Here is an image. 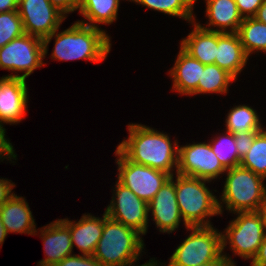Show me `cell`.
Returning <instances> with one entry per match:
<instances>
[{
	"label": "cell",
	"mask_w": 266,
	"mask_h": 266,
	"mask_svg": "<svg viewBox=\"0 0 266 266\" xmlns=\"http://www.w3.org/2000/svg\"><path fill=\"white\" fill-rule=\"evenodd\" d=\"M129 137L117 149L131 162L174 175L178 167L179 142L151 127L128 124ZM173 143V144H172Z\"/></svg>",
	"instance_id": "obj_1"
},
{
	"label": "cell",
	"mask_w": 266,
	"mask_h": 266,
	"mask_svg": "<svg viewBox=\"0 0 266 266\" xmlns=\"http://www.w3.org/2000/svg\"><path fill=\"white\" fill-rule=\"evenodd\" d=\"M55 30L43 39L44 59L48 53V44L55 38L51 54L53 60L70 61L85 59L93 63L104 61L111 49V40L105 30L75 21L62 32Z\"/></svg>",
	"instance_id": "obj_2"
},
{
	"label": "cell",
	"mask_w": 266,
	"mask_h": 266,
	"mask_svg": "<svg viewBox=\"0 0 266 266\" xmlns=\"http://www.w3.org/2000/svg\"><path fill=\"white\" fill-rule=\"evenodd\" d=\"M142 235L131 227L117 222L104 211L102 236L93 254L102 266H131L144 249Z\"/></svg>",
	"instance_id": "obj_3"
},
{
	"label": "cell",
	"mask_w": 266,
	"mask_h": 266,
	"mask_svg": "<svg viewBox=\"0 0 266 266\" xmlns=\"http://www.w3.org/2000/svg\"><path fill=\"white\" fill-rule=\"evenodd\" d=\"M178 208L185 228L211 226L208 217L221 215L217 196L206 186L211 181L175 174Z\"/></svg>",
	"instance_id": "obj_4"
},
{
	"label": "cell",
	"mask_w": 266,
	"mask_h": 266,
	"mask_svg": "<svg viewBox=\"0 0 266 266\" xmlns=\"http://www.w3.org/2000/svg\"><path fill=\"white\" fill-rule=\"evenodd\" d=\"M225 173L227 177L218 200L220 214L224 204L230 213L259 211L266 199L265 179L241 165L227 169Z\"/></svg>",
	"instance_id": "obj_5"
},
{
	"label": "cell",
	"mask_w": 266,
	"mask_h": 266,
	"mask_svg": "<svg viewBox=\"0 0 266 266\" xmlns=\"http://www.w3.org/2000/svg\"><path fill=\"white\" fill-rule=\"evenodd\" d=\"M235 219L222 232V255L230 266H236L234 260L224 254L227 244L234 255L243 259H253L266 234V225L262 214L256 212H237Z\"/></svg>",
	"instance_id": "obj_6"
},
{
	"label": "cell",
	"mask_w": 266,
	"mask_h": 266,
	"mask_svg": "<svg viewBox=\"0 0 266 266\" xmlns=\"http://www.w3.org/2000/svg\"><path fill=\"white\" fill-rule=\"evenodd\" d=\"M192 231L175 249L167 266H197L226 262L222 255V232L211 226L187 227Z\"/></svg>",
	"instance_id": "obj_7"
},
{
	"label": "cell",
	"mask_w": 266,
	"mask_h": 266,
	"mask_svg": "<svg viewBox=\"0 0 266 266\" xmlns=\"http://www.w3.org/2000/svg\"><path fill=\"white\" fill-rule=\"evenodd\" d=\"M43 40L27 33L19 36L0 48V69L15 72L5 77L26 79L37 68L45 64ZM22 72V75L17 74Z\"/></svg>",
	"instance_id": "obj_8"
},
{
	"label": "cell",
	"mask_w": 266,
	"mask_h": 266,
	"mask_svg": "<svg viewBox=\"0 0 266 266\" xmlns=\"http://www.w3.org/2000/svg\"><path fill=\"white\" fill-rule=\"evenodd\" d=\"M115 155L118 157V181L147 203L171 177L166 172L131 162L117 148Z\"/></svg>",
	"instance_id": "obj_9"
},
{
	"label": "cell",
	"mask_w": 266,
	"mask_h": 266,
	"mask_svg": "<svg viewBox=\"0 0 266 266\" xmlns=\"http://www.w3.org/2000/svg\"><path fill=\"white\" fill-rule=\"evenodd\" d=\"M110 204L105 209L108 217L146 235L149 211L148 203L135 195L118 180Z\"/></svg>",
	"instance_id": "obj_10"
},
{
	"label": "cell",
	"mask_w": 266,
	"mask_h": 266,
	"mask_svg": "<svg viewBox=\"0 0 266 266\" xmlns=\"http://www.w3.org/2000/svg\"><path fill=\"white\" fill-rule=\"evenodd\" d=\"M225 172L209 142L179 145L176 173L212 181Z\"/></svg>",
	"instance_id": "obj_11"
},
{
	"label": "cell",
	"mask_w": 266,
	"mask_h": 266,
	"mask_svg": "<svg viewBox=\"0 0 266 266\" xmlns=\"http://www.w3.org/2000/svg\"><path fill=\"white\" fill-rule=\"evenodd\" d=\"M18 13L24 32L44 39L60 28L66 16L50 0H19Z\"/></svg>",
	"instance_id": "obj_12"
},
{
	"label": "cell",
	"mask_w": 266,
	"mask_h": 266,
	"mask_svg": "<svg viewBox=\"0 0 266 266\" xmlns=\"http://www.w3.org/2000/svg\"><path fill=\"white\" fill-rule=\"evenodd\" d=\"M26 79L0 77V124L20 123L28 110V88ZM4 123V124H3Z\"/></svg>",
	"instance_id": "obj_13"
},
{
	"label": "cell",
	"mask_w": 266,
	"mask_h": 266,
	"mask_svg": "<svg viewBox=\"0 0 266 266\" xmlns=\"http://www.w3.org/2000/svg\"><path fill=\"white\" fill-rule=\"evenodd\" d=\"M152 220L162 233H172L179 228L182 220L176 200L175 180L172 175L148 203Z\"/></svg>",
	"instance_id": "obj_14"
},
{
	"label": "cell",
	"mask_w": 266,
	"mask_h": 266,
	"mask_svg": "<svg viewBox=\"0 0 266 266\" xmlns=\"http://www.w3.org/2000/svg\"><path fill=\"white\" fill-rule=\"evenodd\" d=\"M39 231L46 257L38 262V266H54L73 254L70 230L60 219L41 227Z\"/></svg>",
	"instance_id": "obj_15"
},
{
	"label": "cell",
	"mask_w": 266,
	"mask_h": 266,
	"mask_svg": "<svg viewBox=\"0 0 266 266\" xmlns=\"http://www.w3.org/2000/svg\"><path fill=\"white\" fill-rule=\"evenodd\" d=\"M169 75L173 79L172 90L182 95H197L204 64L193 58L181 46Z\"/></svg>",
	"instance_id": "obj_16"
},
{
	"label": "cell",
	"mask_w": 266,
	"mask_h": 266,
	"mask_svg": "<svg viewBox=\"0 0 266 266\" xmlns=\"http://www.w3.org/2000/svg\"><path fill=\"white\" fill-rule=\"evenodd\" d=\"M60 220L70 230L72 248L75 245L83 255H93L102 236L104 214L102 218L83 214L78 222L68 220V218Z\"/></svg>",
	"instance_id": "obj_17"
},
{
	"label": "cell",
	"mask_w": 266,
	"mask_h": 266,
	"mask_svg": "<svg viewBox=\"0 0 266 266\" xmlns=\"http://www.w3.org/2000/svg\"><path fill=\"white\" fill-rule=\"evenodd\" d=\"M0 218L7 233L37 235L35 219L24 197L15 193L0 207Z\"/></svg>",
	"instance_id": "obj_18"
},
{
	"label": "cell",
	"mask_w": 266,
	"mask_h": 266,
	"mask_svg": "<svg viewBox=\"0 0 266 266\" xmlns=\"http://www.w3.org/2000/svg\"><path fill=\"white\" fill-rule=\"evenodd\" d=\"M206 2V17L209 23L201 28L219 33H237L243 17L240 15L235 0H204ZM211 27H216L213 29ZM219 28V29H218ZM229 29V30H228Z\"/></svg>",
	"instance_id": "obj_19"
},
{
	"label": "cell",
	"mask_w": 266,
	"mask_h": 266,
	"mask_svg": "<svg viewBox=\"0 0 266 266\" xmlns=\"http://www.w3.org/2000/svg\"><path fill=\"white\" fill-rule=\"evenodd\" d=\"M248 58L237 33L217 32L216 65L236 79L245 68Z\"/></svg>",
	"instance_id": "obj_20"
},
{
	"label": "cell",
	"mask_w": 266,
	"mask_h": 266,
	"mask_svg": "<svg viewBox=\"0 0 266 266\" xmlns=\"http://www.w3.org/2000/svg\"><path fill=\"white\" fill-rule=\"evenodd\" d=\"M191 24L194 27L186 38H182L180 46L202 64H215L217 32L201 28L196 21Z\"/></svg>",
	"instance_id": "obj_21"
},
{
	"label": "cell",
	"mask_w": 266,
	"mask_h": 266,
	"mask_svg": "<svg viewBox=\"0 0 266 266\" xmlns=\"http://www.w3.org/2000/svg\"><path fill=\"white\" fill-rule=\"evenodd\" d=\"M119 2L120 0H82L79 13L84 20L78 22L95 28H99L97 24H112L118 17Z\"/></svg>",
	"instance_id": "obj_22"
},
{
	"label": "cell",
	"mask_w": 266,
	"mask_h": 266,
	"mask_svg": "<svg viewBox=\"0 0 266 266\" xmlns=\"http://www.w3.org/2000/svg\"><path fill=\"white\" fill-rule=\"evenodd\" d=\"M237 34L248 57L255 51L266 52V24L254 17L243 18Z\"/></svg>",
	"instance_id": "obj_23"
},
{
	"label": "cell",
	"mask_w": 266,
	"mask_h": 266,
	"mask_svg": "<svg viewBox=\"0 0 266 266\" xmlns=\"http://www.w3.org/2000/svg\"><path fill=\"white\" fill-rule=\"evenodd\" d=\"M257 111L248 105H238L229 110L226 115V131L233 134L247 131H262L264 129Z\"/></svg>",
	"instance_id": "obj_24"
},
{
	"label": "cell",
	"mask_w": 266,
	"mask_h": 266,
	"mask_svg": "<svg viewBox=\"0 0 266 266\" xmlns=\"http://www.w3.org/2000/svg\"><path fill=\"white\" fill-rule=\"evenodd\" d=\"M236 79L216 64L204 65L201 80L198 82V94H225Z\"/></svg>",
	"instance_id": "obj_25"
},
{
	"label": "cell",
	"mask_w": 266,
	"mask_h": 266,
	"mask_svg": "<svg viewBox=\"0 0 266 266\" xmlns=\"http://www.w3.org/2000/svg\"><path fill=\"white\" fill-rule=\"evenodd\" d=\"M144 7L162 12L169 16L182 18L189 23L194 22L193 6L196 0H128Z\"/></svg>",
	"instance_id": "obj_26"
},
{
	"label": "cell",
	"mask_w": 266,
	"mask_h": 266,
	"mask_svg": "<svg viewBox=\"0 0 266 266\" xmlns=\"http://www.w3.org/2000/svg\"><path fill=\"white\" fill-rule=\"evenodd\" d=\"M209 144L226 170L241 164L242 158L238 155L233 133L226 131L225 134L214 137Z\"/></svg>",
	"instance_id": "obj_27"
},
{
	"label": "cell",
	"mask_w": 266,
	"mask_h": 266,
	"mask_svg": "<svg viewBox=\"0 0 266 266\" xmlns=\"http://www.w3.org/2000/svg\"><path fill=\"white\" fill-rule=\"evenodd\" d=\"M240 165L266 180V128L256 135L253 145L242 157Z\"/></svg>",
	"instance_id": "obj_28"
},
{
	"label": "cell",
	"mask_w": 266,
	"mask_h": 266,
	"mask_svg": "<svg viewBox=\"0 0 266 266\" xmlns=\"http://www.w3.org/2000/svg\"><path fill=\"white\" fill-rule=\"evenodd\" d=\"M25 34L18 11L0 13V48Z\"/></svg>",
	"instance_id": "obj_29"
},
{
	"label": "cell",
	"mask_w": 266,
	"mask_h": 266,
	"mask_svg": "<svg viewBox=\"0 0 266 266\" xmlns=\"http://www.w3.org/2000/svg\"><path fill=\"white\" fill-rule=\"evenodd\" d=\"M54 266H102V264L93 255L73 254Z\"/></svg>",
	"instance_id": "obj_30"
},
{
	"label": "cell",
	"mask_w": 266,
	"mask_h": 266,
	"mask_svg": "<svg viewBox=\"0 0 266 266\" xmlns=\"http://www.w3.org/2000/svg\"><path fill=\"white\" fill-rule=\"evenodd\" d=\"M260 131H247L234 134L238 155L242 158L253 145L256 135Z\"/></svg>",
	"instance_id": "obj_31"
},
{
	"label": "cell",
	"mask_w": 266,
	"mask_h": 266,
	"mask_svg": "<svg viewBox=\"0 0 266 266\" xmlns=\"http://www.w3.org/2000/svg\"><path fill=\"white\" fill-rule=\"evenodd\" d=\"M263 0H235L238 11L243 18L254 17Z\"/></svg>",
	"instance_id": "obj_32"
},
{
	"label": "cell",
	"mask_w": 266,
	"mask_h": 266,
	"mask_svg": "<svg viewBox=\"0 0 266 266\" xmlns=\"http://www.w3.org/2000/svg\"><path fill=\"white\" fill-rule=\"evenodd\" d=\"M6 129L0 124V160L7 159L12 161L16 160L17 155L15 154V150L10 143L9 139H6ZM5 156V157H4Z\"/></svg>",
	"instance_id": "obj_33"
},
{
	"label": "cell",
	"mask_w": 266,
	"mask_h": 266,
	"mask_svg": "<svg viewBox=\"0 0 266 266\" xmlns=\"http://www.w3.org/2000/svg\"><path fill=\"white\" fill-rule=\"evenodd\" d=\"M50 2L65 16L75 10L79 11L82 4V0H50Z\"/></svg>",
	"instance_id": "obj_34"
},
{
	"label": "cell",
	"mask_w": 266,
	"mask_h": 266,
	"mask_svg": "<svg viewBox=\"0 0 266 266\" xmlns=\"http://www.w3.org/2000/svg\"><path fill=\"white\" fill-rule=\"evenodd\" d=\"M15 186L11 180L0 178V207L14 194L12 190Z\"/></svg>",
	"instance_id": "obj_35"
},
{
	"label": "cell",
	"mask_w": 266,
	"mask_h": 266,
	"mask_svg": "<svg viewBox=\"0 0 266 266\" xmlns=\"http://www.w3.org/2000/svg\"><path fill=\"white\" fill-rule=\"evenodd\" d=\"M251 266H266V234L260 248L251 261Z\"/></svg>",
	"instance_id": "obj_36"
},
{
	"label": "cell",
	"mask_w": 266,
	"mask_h": 266,
	"mask_svg": "<svg viewBox=\"0 0 266 266\" xmlns=\"http://www.w3.org/2000/svg\"><path fill=\"white\" fill-rule=\"evenodd\" d=\"M19 0H0V13L18 11Z\"/></svg>",
	"instance_id": "obj_37"
},
{
	"label": "cell",
	"mask_w": 266,
	"mask_h": 266,
	"mask_svg": "<svg viewBox=\"0 0 266 266\" xmlns=\"http://www.w3.org/2000/svg\"><path fill=\"white\" fill-rule=\"evenodd\" d=\"M258 21L266 24V0H263L261 6L258 8L256 15L254 16Z\"/></svg>",
	"instance_id": "obj_38"
},
{
	"label": "cell",
	"mask_w": 266,
	"mask_h": 266,
	"mask_svg": "<svg viewBox=\"0 0 266 266\" xmlns=\"http://www.w3.org/2000/svg\"><path fill=\"white\" fill-rule=\"evenodd\" d=\"M8 233L6 231L5 226L3 225L1 218H0V246L4 243L5 238L7 237Z\"/></svg>",
	"instance_id": "obj_39"
},
{
	"label": "cell",
	"mask_w": 266,
	"mask_h": 266,
	"mask_svg": "<svg viewBox=\"0 0 266 266\" xmlns=\"http://www.w3.org/2000/svg\"><path fill=\"white\" fill-rule=\"evenodd\" d=\"M158 262H159L158 260H155V258L154 259L152 258L148 262H146L142 265H139V266H159V265L166 266L165 263H164V265H162L161 262H159V263ZM131 266H135V265L132 264Z\"/></svg>",
	"instance_id": "obj_40"
},
{
	"label": "cell",
	"mask_w": 266,
	"mask_h": 266,
	"mask_svg": "<svg viewBox=\"0 0 266 266\" xmlns=\"http://www.w3.org/2000/svg\"><path fill=\"white\" fill-rule=\"evenodd\" d=\"M197 266H230L227 262H208Z\"/></svg>",
	"instance_id": "obj_41"
},
{
	"label": "cell",
	"mask_w": 266,
	"mask_h": 266,
	"mask_svg": "<svg viewBox=\"0 0 266 266\" xmlns=\"http://www.w3.org/2000/svg\"><path fill=\"white\" fill-rule=\"evenodd\" d=\"M259 212L262 214L263 221H264V223H265V225H266V199H265L264 202L262 203Z\"/></svg>",
	"instance_id": "obj_42"
}]
</instances>
